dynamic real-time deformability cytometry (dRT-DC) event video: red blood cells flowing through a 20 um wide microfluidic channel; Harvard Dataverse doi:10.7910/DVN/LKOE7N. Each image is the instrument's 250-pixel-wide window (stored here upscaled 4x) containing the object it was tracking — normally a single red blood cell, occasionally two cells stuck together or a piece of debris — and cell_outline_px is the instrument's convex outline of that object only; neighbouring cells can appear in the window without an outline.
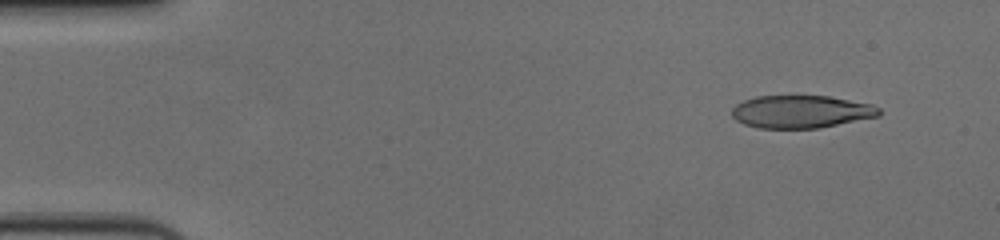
{"species": "human", "species_latin": "Homo sapiens", "temperature_condition": "cold", "stored_images_in_passage": 56, "camera_frame_rate_fps": 3000, "um_per_image_px": 0.085, "donor": {"sex": "female"}, "frame": {"image": 1, "passage_image": 5, "time_ms": 1.333, "image_size_px": [1000, 240], "cell_outline_px": [[880, 116], [820, 128], [760, 128], [744, 124], [736, 120], [732, 116], [732, 108], [736, 104], [744, 100], [756, 96], [828, 96], [872, 104], [880, 108]], "centroid_in_image_um": [68.1, 9.49], "position_along_channel_um": 16.9, "area_um2": 28.09}}
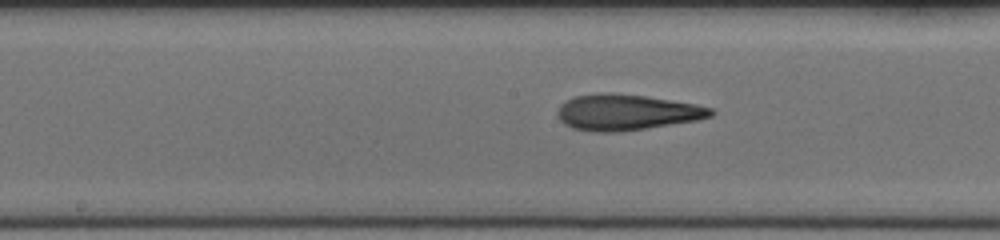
{"frame": {"image": 2, "passage_image": 29, "time_ms": 9.333, "image_size_px": [1000, 240], "cell_outline_px": [[716, 112], [712, 116], [696, 120], [644, 128], [616, 132], [592, 132], [572, 128], [564, 124], [560, 120], [556, 112], [560, 104], [572, 96], [600, 92], [612, 92], [644, 96], [696, 104], [712, 108]], "centroid_in_image_um": [53.2, 9.53], "position_along_channel_um": 195.0, "area_um2": 32.14}}
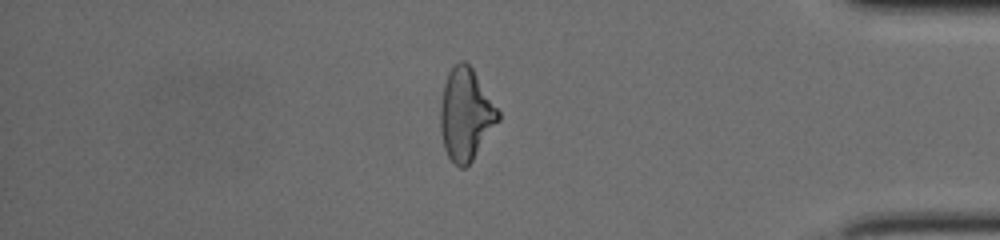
{"frame": {"image": 3, "passage_image": 48, "time_ms": 15.667, "image_size_px": [1000, 240], "cell_outline_px": [[500, 120], [472, 160], [464, 168], [460, 168], [448, 156], [444, 148], [440, 128], [440, 104], [444, 84], [448, 72], [460, 60], [464, 60], [472, 68], [500, 112]], "centroid_in_image_um": [39.58, 9.72], "position_along_channel_um": 395.6, "area_um2": 30.75}, "authors_computed_cell_mechanics": {"area_um2": 30.8074, "velocity_mm_per_s": 3.6551, "shape_relaxation_time_tau1_ms": 7.9529, "shape_relaxation_time_tau2_ms": 3.1085, "deformation_change_tau1": 0.2269, "deformation_change_tau2": 0.139}}